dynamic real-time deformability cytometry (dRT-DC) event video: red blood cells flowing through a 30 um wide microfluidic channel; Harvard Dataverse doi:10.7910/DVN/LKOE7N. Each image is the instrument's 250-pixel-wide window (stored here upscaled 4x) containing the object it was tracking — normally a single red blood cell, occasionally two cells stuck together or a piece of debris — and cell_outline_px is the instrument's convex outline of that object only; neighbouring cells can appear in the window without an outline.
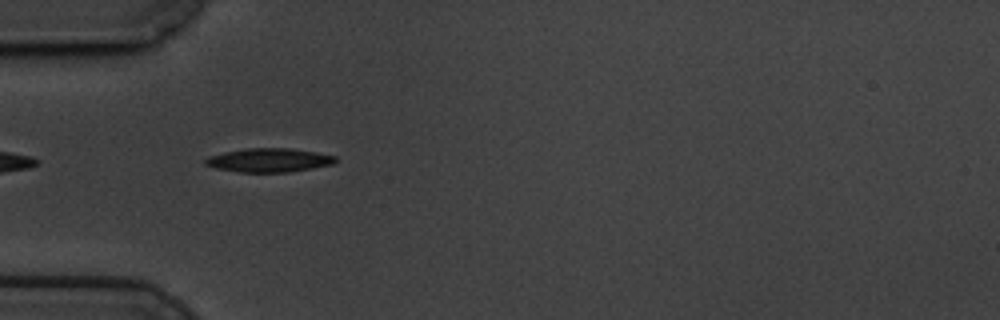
{"species": "common noctule bat (a hibernating species)", "species_latin": "Nyctalus noctula", "temperature_condition": "cold", "stored_images_in_passage": 42, "camera_frame_rate_fps": 3000, "um_per_image_px": 0.085, "animal": {"sex": "male", "body_mass_g": 19.5, "forearm_length_mm": 54.6}, "frame": {"image": 1, "passage_image": 1, "time_ms": 0.0, "image_size_px": [1000, 320], "cell_outline_px": [[336, 164], [288, 172], [240, 172], [216, 168], [204, 164], [204, 160], [208, 156], [224, 152], [248, 148], [288, 148], [316, 152], [336, 156]], "centroid_in_image_um": [22.87, 13.61], "position_along_channel_um": 62.1, "area_um2": 18.03}}
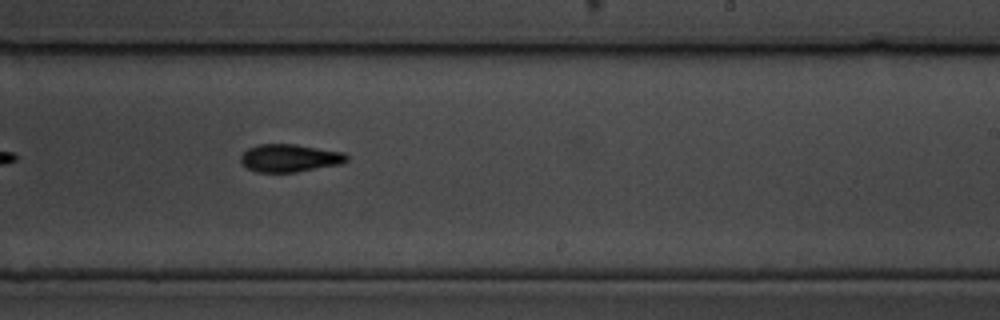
{"frame": {"image": 2, "passage_image": 19, "time_ms": 6.0, "image_size_px": [1000, 320], "cell_outline_px": [[348, 160], [340, 164], [296, 172], [256, 172], [248, 168], [240, 160], [240, 156], [248, 148], [256, 144], [296, 144], [344, 152], [348, 156]], "centroid_in_image_um": [24.62, 13.42], "position_along_channel_um": 264.4, "area_um2": 17.17}}
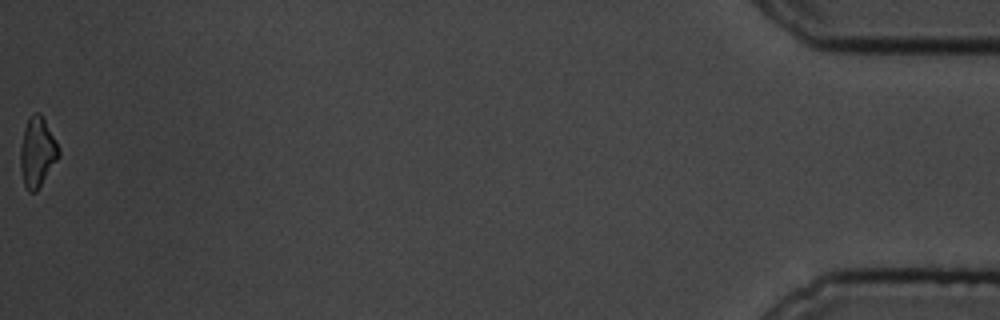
{"frame": {"image": 3, "passage_image": 42, "time_ms": 13.667, "image_size_px": [1000, 320], "cell_outline_px": [[60, 156], [36, 192], [28, 192], [24, 184], [20, 168], [20, 148], [24, 128], [28, 116], [32, 112], [40, 112], [56, 140], [60, 148]], "centroid_in_image_um": [3.17, 12.91], "position_along_channel_um": 432.0, "area_um2": 15.78}, "authors_computed_cell_mechanics": {"area_um2": 16.8487, "velocity_mm_per_s": 3.414, "shape_relaxation_time_tau1_ms": 2.2605, "shape_relaxation_time_tau2_ms": null, "deformation_change_tau1": 0.1231, "deformation_change_tau2": null}}